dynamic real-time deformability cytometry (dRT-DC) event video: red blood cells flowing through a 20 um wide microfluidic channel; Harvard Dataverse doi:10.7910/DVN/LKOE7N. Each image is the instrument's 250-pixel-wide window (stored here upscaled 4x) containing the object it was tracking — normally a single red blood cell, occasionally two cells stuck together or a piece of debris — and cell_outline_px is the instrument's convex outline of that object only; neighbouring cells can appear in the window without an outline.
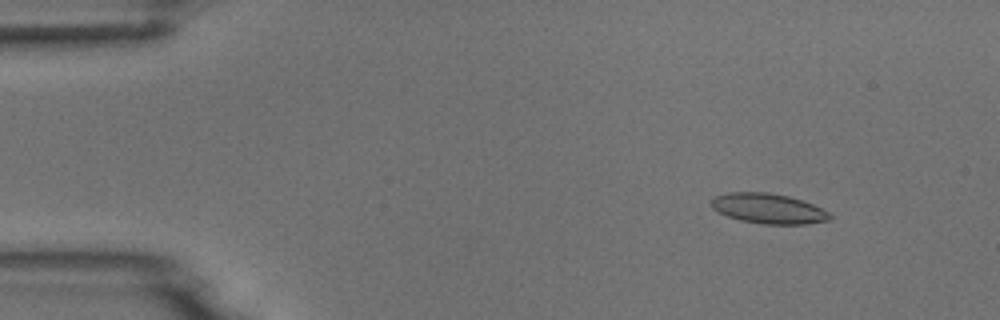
{"species": "common noctule bat (a hibernating species)", "species_latin": "Nyctalus noctula", "temperature_condition": "room temperature", "stored_images_in_passage": 6, "camera_frame_rate_fps": 3000, "um_per_image_px": 0.085, "animal": {"sex": "male", "body_mass_g": 18.8}, "frame": {"image": 1, "passage_image": 2, "time_ms": 1.333, "image_size_px": [1000, 320], "cell_outline_px": [[832, 216], [828, 220], [808, 224], [764, 224], [740, 220], [728, 216], [712, 208], [712, 200], [716, 196], [728, 192], [768, 192], [788, 196], [804, 200], [828, 212]], "centroid_in_image_um": [65.33, 17.72], "position_along_channel_um": 19.7, "area_um2": 20.63}}
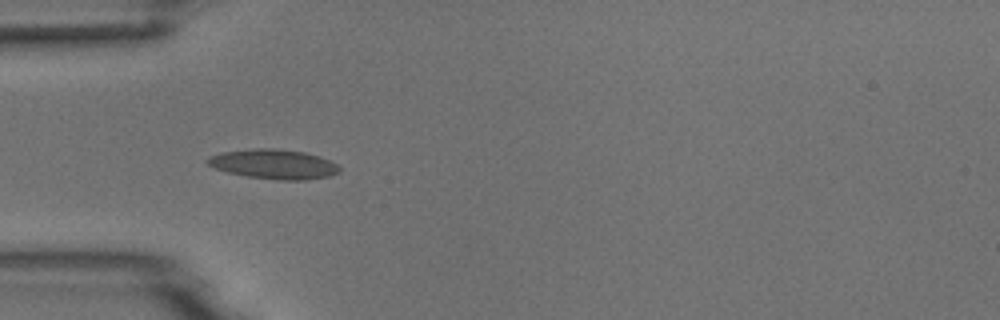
{"frame": {"image": 2, "passage_image": 5, "time_ms": 4.667, "image_size_px": [1000, 320], "cell_outline_px": [[340, 172], [328, 176], [304, 180], [280, 180], [248, 176], [228, 172], [216, 168], [208, 164], [204, 160], [208, 156], [220, 152], [252, 148], [276, 148], [304, 152], [320, 156], [336, 164], [340, 168]], "centroid_in_image_um": [23.24, 13.93], "position_along_channel_um": 61.8, "area_um2": 22.77}}